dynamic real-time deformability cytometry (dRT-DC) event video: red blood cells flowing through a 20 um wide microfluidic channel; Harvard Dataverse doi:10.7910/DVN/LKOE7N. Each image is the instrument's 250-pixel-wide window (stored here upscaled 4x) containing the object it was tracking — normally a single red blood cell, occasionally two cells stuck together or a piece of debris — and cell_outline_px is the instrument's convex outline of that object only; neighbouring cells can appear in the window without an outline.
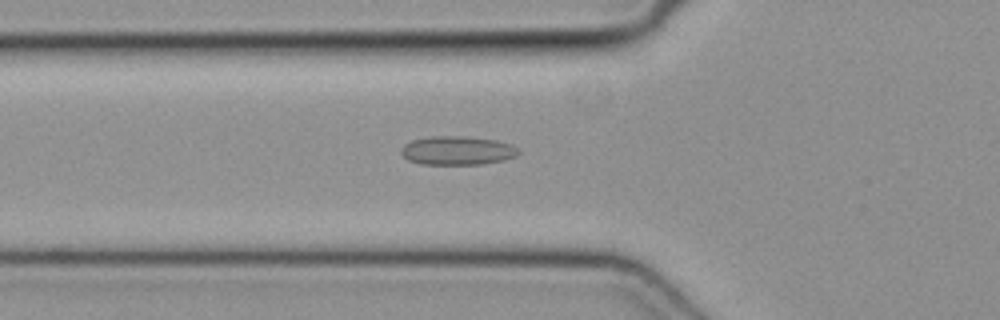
{"species": "common noctule bat (a hibernating species)", "species_latin": "Nyctalus noctula", "temperature_condition": "cold", "stored_images_in_passage": 31, "segment_of_instrument_passage": [1, 2], "camera_frame_rate_fps": 3000, "um_per_image_px": 0.085, "animal": {"sex": "female", "body_mass_g": 19.3, "forearm_length_mm": 54.1}, "frame": {"image": 1, "passage_image": 4, "time_ms": 1.0, "image_size_px": [1000, 320], "cell_outline_px": [[520, 152], [516, 156], [504, 160], [480, 164], [420, 164], [408, 160], [400, 152], [400, 148], [404, 144], [412, 140], [432, 136], [464, 136], [496, 140], [512, 144]], "centroid_in_image_um": [38.86, 12.79], "position_along_channel_um": 86.9, "area_um2": 19.71}}
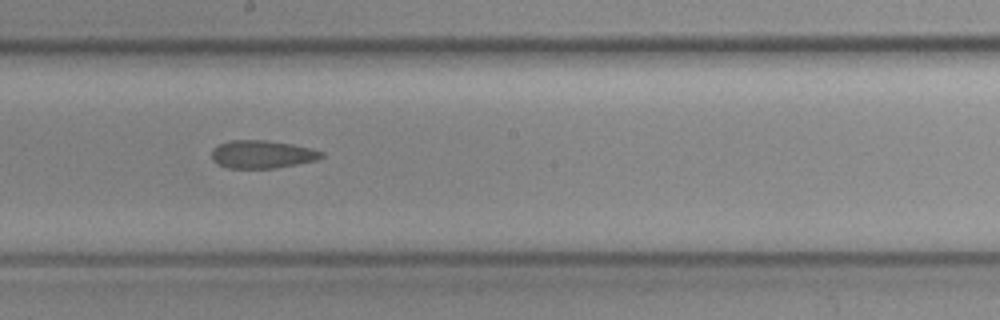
{"frame": {"image": 2, "passage_image": 14, "time_ms": 4.333, "image_size_px": [1000, 320], "cell_outline_px": [[324, 156], [316, 160], [276, 168], [228, 168], [212, 160], [212, 152], [220, 144], [232, 140], [268, 140], [292, 144], [324, 152]], "centroid_in_image_um": [22.3, 13.12], "position_along_channel_um": 225.9, "area_um2": 17.63}}
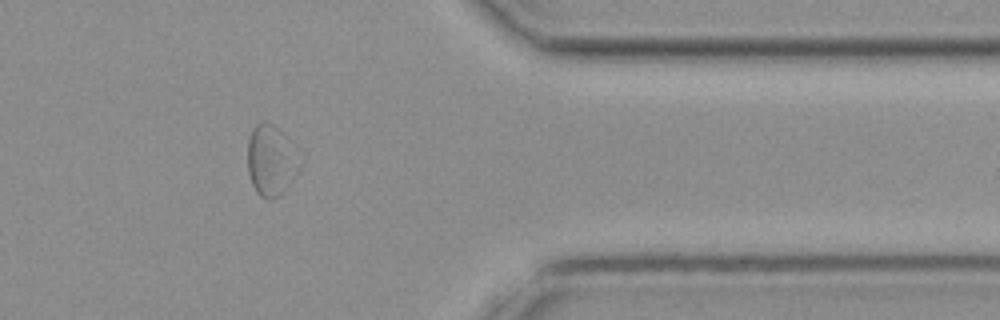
{"frame": {"image": 3, "passage_image": 27, "time_ms": 8.667, "image_size_px": [1000, 320], "cell_outline_px": [[292, 180], [284, 192], [280, 196], [272, 200], [268, 200], [260, 196], [256, 192], [252, 184], [248, 172], [248, 140], [252, 128], [256, 124], [264, 120], [272, 124], [280, 132]], "centroid_in_image_um": [22.76, 13.72], "position_along_channel_um": 388.6, "area_um2": 18.67}}